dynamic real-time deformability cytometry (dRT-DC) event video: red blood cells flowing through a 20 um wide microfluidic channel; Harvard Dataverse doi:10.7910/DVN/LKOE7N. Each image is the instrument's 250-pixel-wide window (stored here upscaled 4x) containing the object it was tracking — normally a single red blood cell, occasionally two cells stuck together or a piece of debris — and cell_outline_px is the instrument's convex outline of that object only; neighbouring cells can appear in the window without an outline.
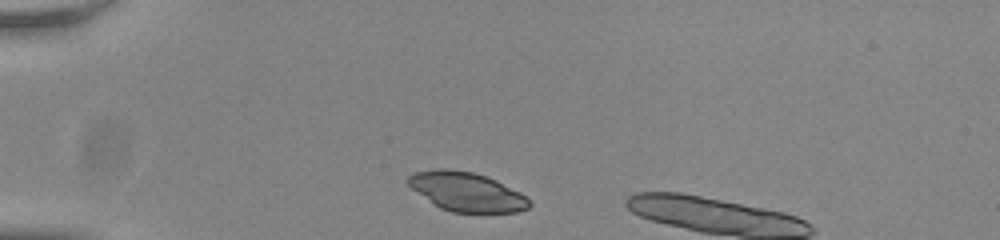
{"species": "common noctule bat (a hibernating species)", "species_latin": "Nyctalus noctula", "temperature_condition": "room temperature", "stored_images_in_passage": 37, "camera_frame_rate_fps": 3000, "um_per_image_px": 0.085, "animal": {"sex": "male", "body_mass_g": 20.0, "forearm_length_mm": 53.3}, "frame": {"image": 1, "passage_image": 2, "time_ms": 0.333, "image_size_px": [1000, 240], "cell_outline_px": [[532, 204], [528, 208], [520, 212], [452, 212], [440, 208], [432, 204], [412, 188], [404, 180], [412, 172], [436, 168], [448, 168], [472, 172], [496, 180], [520, 192]], "centroid_in_image_um": [39.61, 16.29], "position_along_channel_um": 45.4, "area_um2": 27.69}}